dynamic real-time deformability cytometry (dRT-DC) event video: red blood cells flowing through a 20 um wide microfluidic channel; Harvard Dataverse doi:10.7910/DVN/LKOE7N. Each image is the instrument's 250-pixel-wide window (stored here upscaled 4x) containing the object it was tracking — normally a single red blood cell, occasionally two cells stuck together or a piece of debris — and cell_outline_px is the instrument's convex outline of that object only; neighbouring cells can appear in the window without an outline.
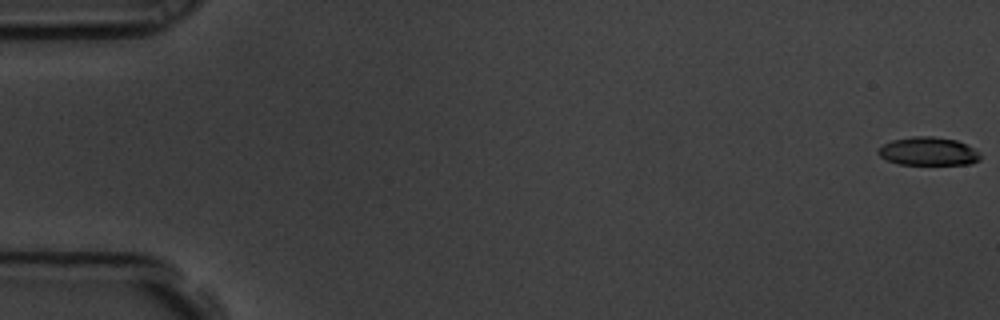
{"species": "common noctule bat (a hibernating species)", "species_latin": "Nyctalus noctula", "temperature_condition": "room temperature", "stored_images_in_passage": 14, "camera_frame_rate_fps": 3000, "um_per_image_px": 0.085, "animal": {"sex": "male", "body_mass_g": 19.5, "forearm_length_mm": 54.6}, "frame": {"image": 1, "passage_image": 1, "time_ms": 0.0, "image_size_px": [1000, 320], "cell_outline_px": [[980, 160], [972, 164], [900, 164], [888, 160], [880, 156], [876, 152], [884, 144], [892, 140], [912, 136], [932, 136], [956, 140], [980, 152]], "centroid_in_image_um": [78.91, 12.86], "position_along_channel_um": 6.1, "area_um2": 16.7}}